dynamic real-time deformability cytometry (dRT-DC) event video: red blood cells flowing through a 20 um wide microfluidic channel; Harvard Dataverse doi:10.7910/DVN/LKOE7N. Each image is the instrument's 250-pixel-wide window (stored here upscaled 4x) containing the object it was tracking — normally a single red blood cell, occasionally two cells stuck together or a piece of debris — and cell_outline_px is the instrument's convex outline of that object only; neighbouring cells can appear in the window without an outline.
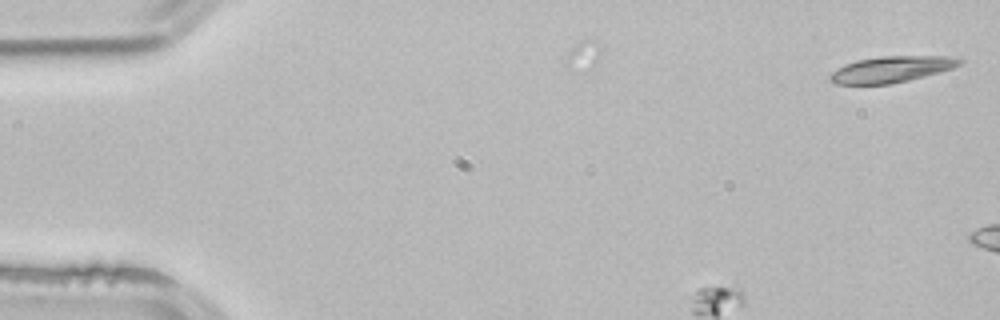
{"species": "common noctule bat (a hibernating species)", "species_latin": "Nyctalus noctula", "temperature_condition": "room temperature", "stored_images_in_passage": 4, "camera_frame_rate_fps": 3000, "um_per_image_px": 0.085, "animal": {"sex": "male", "body_mass_g": 21.5, "forearm_length_mm": 52.0}, "frame": {"image": 1, "passage_image": 4, "time_ms": 1.0, "image_size_px": [1000, 320], "cell_outline_px": [[964, 60], [960, 64], [952, 68], [940, 72], [892, 84], [836, 84], [828, 80], [828, 76], [836, 68], [844, 64], [856, 60], [880, 56], [948, 56]], "centroid_in_image_um": [75.72, 5.89], "position_along_channel_um": 9.3, "area_um2": 19.83}}